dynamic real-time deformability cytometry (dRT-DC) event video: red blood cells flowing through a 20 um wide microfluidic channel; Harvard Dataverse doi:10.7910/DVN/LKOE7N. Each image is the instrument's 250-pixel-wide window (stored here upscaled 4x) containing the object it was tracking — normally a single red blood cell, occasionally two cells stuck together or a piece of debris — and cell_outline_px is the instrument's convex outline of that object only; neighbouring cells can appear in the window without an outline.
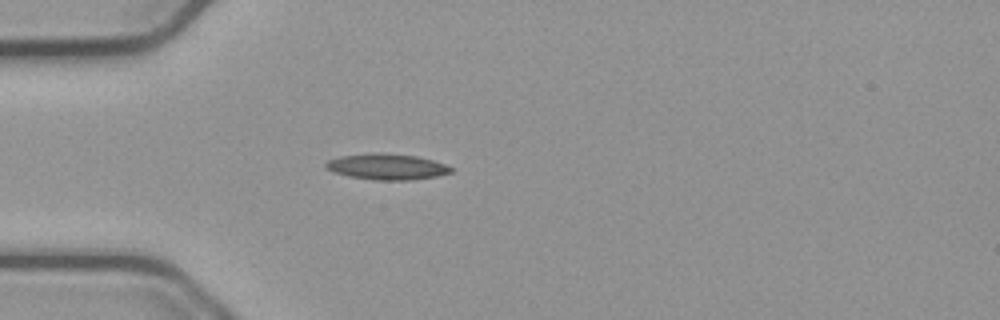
{"species": "common noctule bat (a hibernating species)", "species_latin": "Nyctalus noctula", "temperature_condition": "cold", "stored_images_in_passage": 40, "camera_frame_rate_fps": 3000, "um_per_image_px": 0.085, "animal": {"sex": "male", "body_mass_g": 23.1, "forearm_length_mm": 52.7}, "frame": {"image": 1, "passage_image": 1, "time_ms": 0.0, "image_size_px": [1000, 320], "cell_outline_px": [[452, 172], [436, 176], [412, 180], [376, 180], [348, 176], [336, 172], [328, 168], [324, 164], [328, 160], [340, 156], [416, 156], [432, 160], [444, 164], [452, 168]], "centroid_in_image_um": [32.94, 14.23], "position_along_channel_um": 52.1, "area_um2": 17.57}}
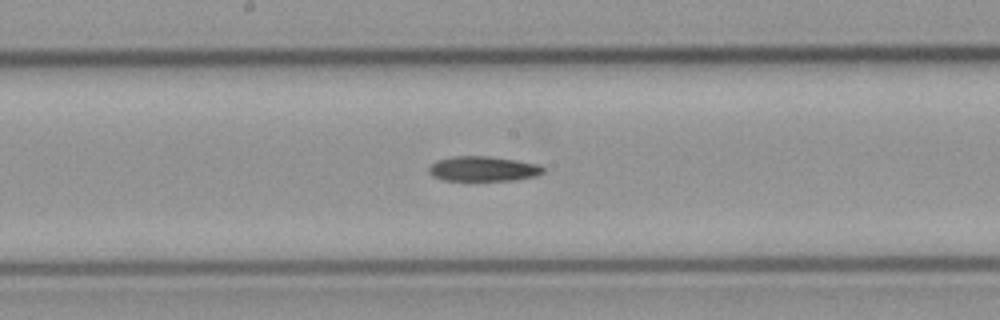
{"frame": {"image": 2, "passage_image": 14, "time_ms": 4.333, "image_size_px": [1000, 320], "cell_outline_px": [[544, 172], [536, 176], [516, 180], [444, 180], [432, 176], [428, 172], [428, 168], [436, 160], [452, 156], [488, 156], [516, 160], [540, 164], [544, 168]], "centroid_in_image_um": [41.07, 14.34], "position_along_channel_um": 207.1, "area_um2": 16.7}}
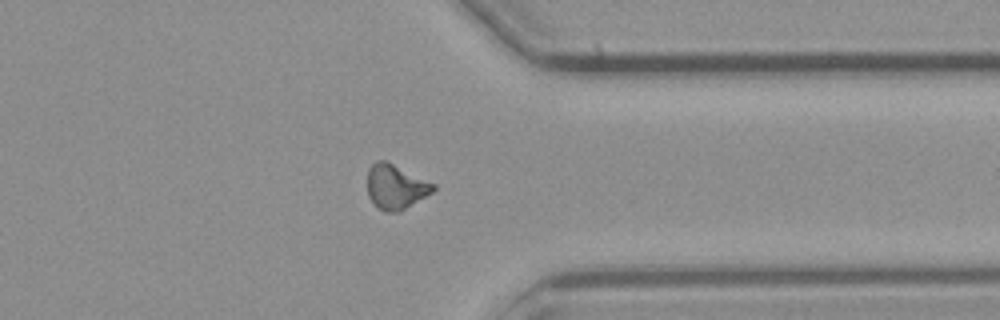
{"frame": {"image": 3, "passage_image": 28, "time_ms": 9.0, "image_size_px": [1000, 320], "cell_outline_px": [[436, 188], [432, 192], [400, 212], [384, 212], [368, 196], [368, 168], [376, 160], [384, 160], [436, 184]], "centroid_in_image_um": [33.64, 15.88], "position_along_channel_um": 377.8, "area_um2": 16.94}}